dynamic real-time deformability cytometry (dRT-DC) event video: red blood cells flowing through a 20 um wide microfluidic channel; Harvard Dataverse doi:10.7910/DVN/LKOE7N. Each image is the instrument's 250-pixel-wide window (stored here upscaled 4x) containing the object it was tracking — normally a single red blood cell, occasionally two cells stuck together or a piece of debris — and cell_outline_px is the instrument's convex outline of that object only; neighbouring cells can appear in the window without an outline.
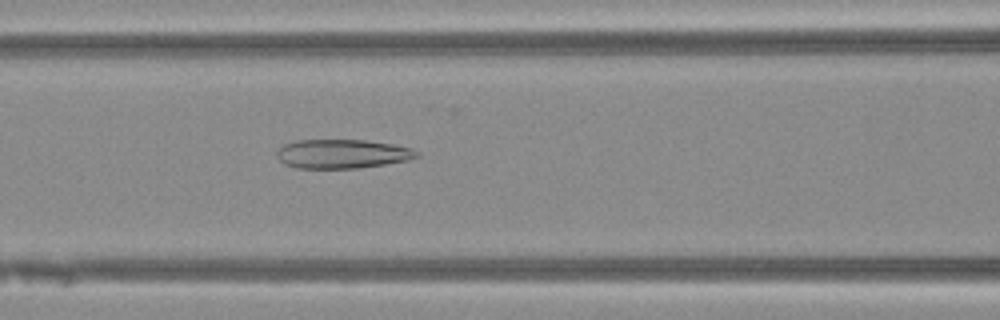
{"species": "Egyptian fruit bat (a non-hibernating species)", "species_latin": "Rousettus aegyptiacus", "temperature_condition": "warm", "stored_images_in_passage": 36, "camera_frame_rate_fps": 3000, "um_per_image_px": 0.085, "animal": {"sex": "female"}, "frame": {"image": 1, "passage_image": 7, "time_ms": 2.0, "image_size_px": [1000, 320], "cell_outline_px": [[420, 156], [408, 160], [384, 164], [356, 168], [296, 168], [284, 164], [276, 156], [276, 152], [284, 144], [296, 140], [364, 140], [392, 144], [412, 148], [420, 152]], "centroid_in_image_um": [29.09, 13.07], "position_along_channel_um": 137.5, "area_um2": 23.7}}
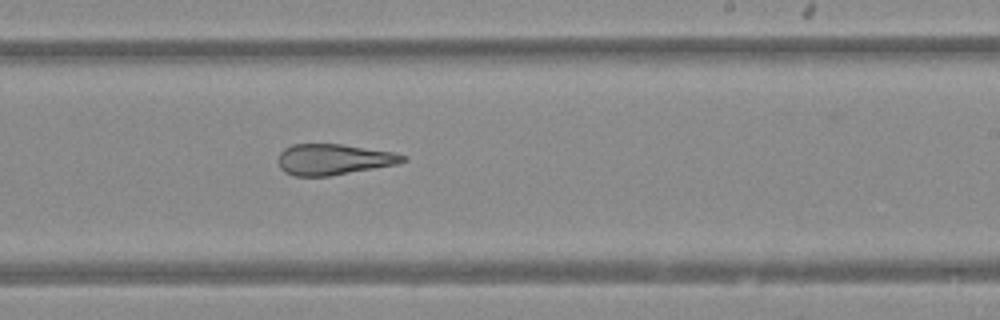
{"frame": {"image": 2, "passage_image": 16, "time_ms": 5.0, "image_size_px": [1000, 320], "cell_outline_px": [[408, 160], [396, 164], [328, 176], [296, 176], [284, 172], [280, 168], [280, 152], [284, 148], [292, 144], [340, 144], [392, 152], [408, 156]], "centroid_in_image_um": [28.35, 13.54], "position_along_channel_um": 260.6, "area_um2": 22.14}}
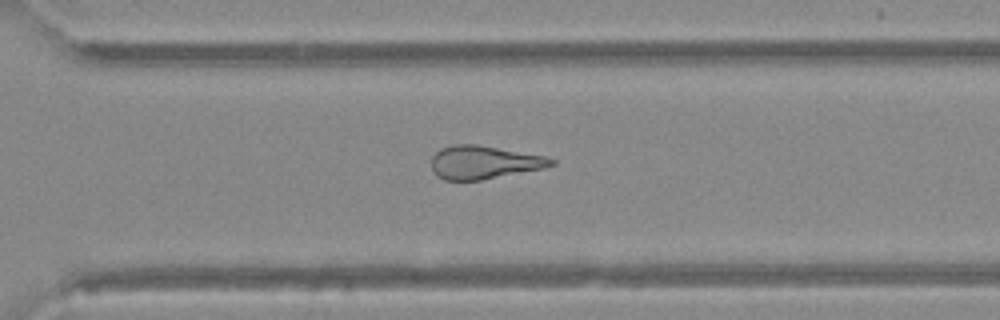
{"frame": {"image": 3, "passage_image": 21, "time_ms": 6.667, "image_size_px": [1000, 320], "cell_outline_px": [[556, 164], [544, 168], [480, 180], [444, 180], [436, 176], [432, 168], [432, 156], [440, 148], [452, 144], [476, 144], [544, 156], [556, 160]], "centroid_in_image_um": [41.11, 13.79], "position_along_channel_um": 329.5, "area_um2": 23.12}}